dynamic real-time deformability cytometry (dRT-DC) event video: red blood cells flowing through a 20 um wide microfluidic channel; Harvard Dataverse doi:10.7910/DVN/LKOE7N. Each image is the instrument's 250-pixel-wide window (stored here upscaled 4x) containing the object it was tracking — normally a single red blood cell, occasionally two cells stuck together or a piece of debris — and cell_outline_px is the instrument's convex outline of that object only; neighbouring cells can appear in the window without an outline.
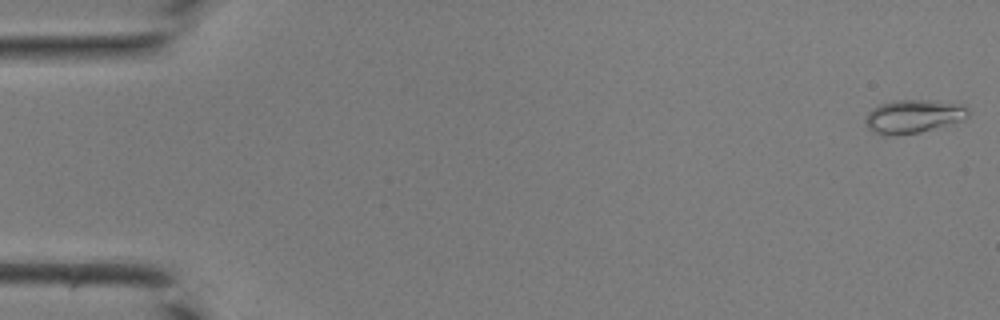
{"species": "common noctule bat (a hibernating species)", "species_latin": "Nyctalus noctula", "temperature_condition": "room temperature", "stored_images_in_passage": 43, "camera_frame_rate_fps": 3000, "um_per_image_px": 0.085, "animal": {"sex": "male", "body_mass_g": 19.0, "forearm_length_mm": 50.8}, "frame": {"image": 1, "passage_image": 1, "time_ms": 0.0, "image_size_px": [1000, 320], "cell_outline_px": [[968, 116], [964, 120], [920, 132], [884, 136], [872, 132], [864, 124], [864, 120], [868, 112], [872, 108], [880, 104], [892, 100], [928, 100], [964, 104], [968, 108]], "centroid_in_image_um": [77.61, 9.89], "position_along_channel_um": 7.4, "area_um2": 20.23}}
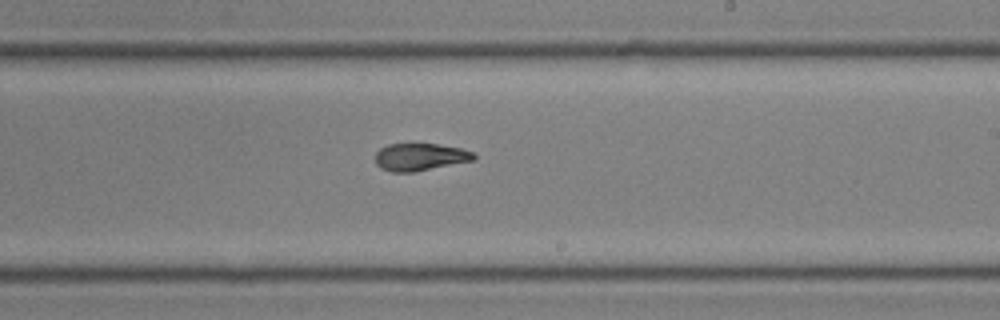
{"frame": {"image": 2, "passage_image": 26, "time_ms": 8.333, "image_size_px": [1000, 320], "cell_outline_px": [[476, 160], [412, 172], [392, 172], [380, 168], [376, 164], [376, 152], [380, 148], [388, 144], [436, 144], [460, 148], [472, 152], [476, 156]], "centroid_in_image_um": [35.7, 13.34], "position_along_channel_um": 253.3, "area_um2": 15.66}}
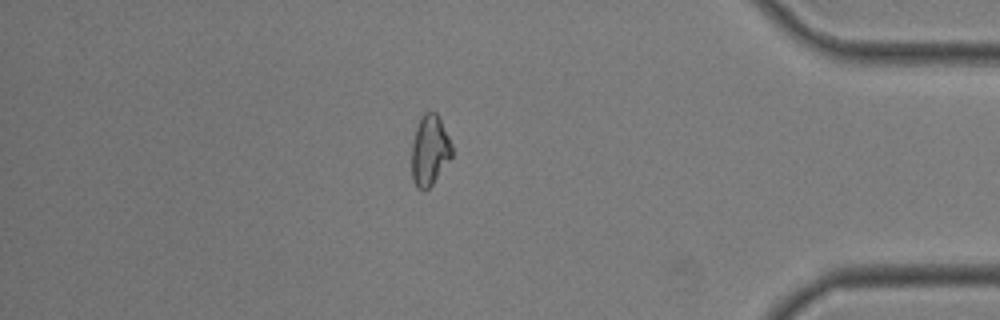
{"frame": {"image": 3, "passage_image": 37, "time_ms": 12.0, "image_size_px": [1000, 320], "cell_outline_px": [[452, 156], [432, 184], [424, 192], [416, 188], [412, 180], [412, 144], [416, 128], [420, 116], [424, 112], [436, 112], [440, 116], [452, 144]], "centroid_in_image_um": [36.52, 12.77], "position_along_channel_um": 398.7, "area_um2": 16.7}}